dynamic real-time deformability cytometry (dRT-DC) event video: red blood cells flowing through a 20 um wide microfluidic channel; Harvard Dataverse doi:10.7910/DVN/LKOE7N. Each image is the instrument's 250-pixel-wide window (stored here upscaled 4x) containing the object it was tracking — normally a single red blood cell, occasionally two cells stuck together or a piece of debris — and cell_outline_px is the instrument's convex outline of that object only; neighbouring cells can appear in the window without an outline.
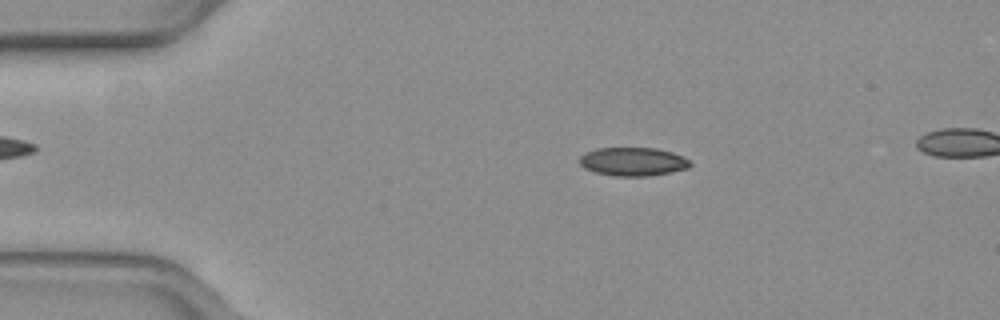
{"species": "common noctule bat (a hibernating species)", "species_latin": "Nyctalus noctula", "temperature_condition": "warm", "stored_images_in_passage": 10, "camera_frame_rate_fps": 3000, "um_per_image_px": 0.085, "animal": {"sex": "female", "body_mass_g": 19.3, "forearm_length_mm": 54.1}, "frame": {"image": 1, "passage_image": 4, "time_ms": 1.0, "image_size_px": [1000, 320], "cell_outline_px": [[692, 164], [688, 168], [672, 172], [644, 176], [612, 176], [596, 172], [584, 168], [580, 164], [580, 156], [596, 148], [656, 148], [672, 152], [688, 160]], "centroid_in_image_um": [53.79, 13.74], "position_along_channel_um": 31.2, "area_um2": 18.21}}